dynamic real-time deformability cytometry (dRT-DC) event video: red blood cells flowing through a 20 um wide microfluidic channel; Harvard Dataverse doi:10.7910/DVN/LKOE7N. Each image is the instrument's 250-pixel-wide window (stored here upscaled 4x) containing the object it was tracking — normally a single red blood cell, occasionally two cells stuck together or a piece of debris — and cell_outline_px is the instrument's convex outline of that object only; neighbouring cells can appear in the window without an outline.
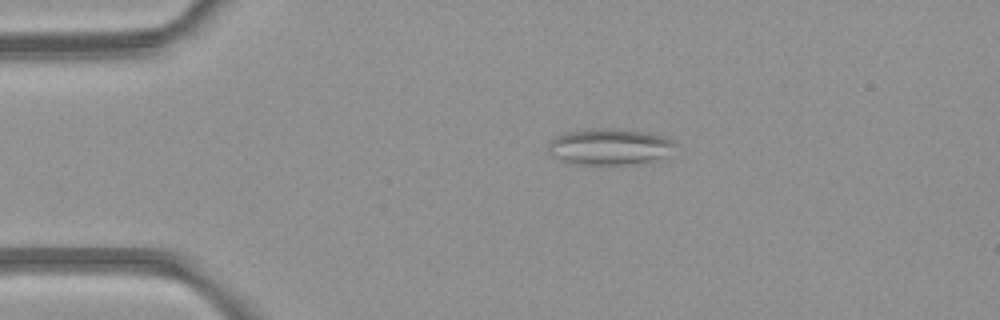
{"species": "common noctule bat (a hibernating species)", "species_latin": "Nyctalus noctula", "temperature_condition": "room temperature", "stored_images_in_passage": 3, "camera_frame_rate_fps": 3000, "um_per_image_px": 0.085, "animal": {"sex": "female", "body_mass_g": 21.9}, "frame": {"image": 1, "passage_image": 2, "time_ms": 1.0, "image_size_px": [1000, 320], "cell_outline_px": [[676, 144], [660, 156], [644, 164], [580, 164], [564, 160], [552, 156], [548, 152], [548, 144], [556, 136], [568, 132], [584, 128], [620, 128], [648, 132], [664, 136], [672, 140]], "centroid_in_image_um": [51.77, 12.44], "position_along_channel_um": 33.2, "area_um2": 26.65}}